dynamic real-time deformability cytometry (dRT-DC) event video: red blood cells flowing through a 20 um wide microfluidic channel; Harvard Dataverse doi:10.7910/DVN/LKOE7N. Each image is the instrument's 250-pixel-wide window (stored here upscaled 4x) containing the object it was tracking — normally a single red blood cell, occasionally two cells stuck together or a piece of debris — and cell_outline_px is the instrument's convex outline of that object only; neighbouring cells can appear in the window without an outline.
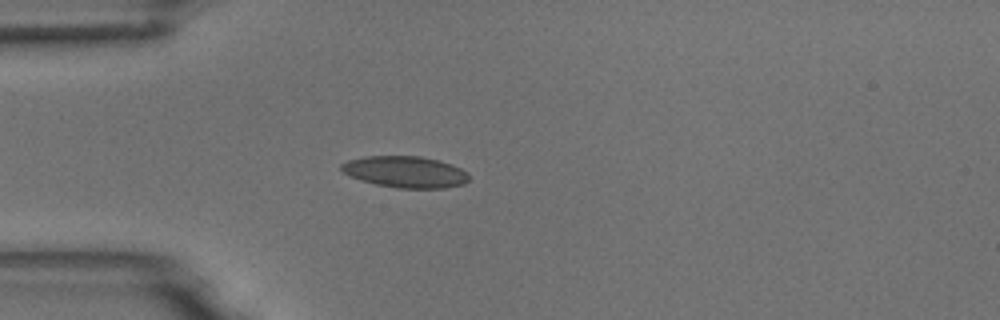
{"species": "common noctule bat (a hibernating species)", "species_latin": "Nyctalus noctula", "temperature_condition": "room temperature", "stored_images_in_passage": 43, "camera_frame_rate_fps": 3000, "um_per_image_px": 0.085, "animal": {"sex": "male", "body_mass_g": 18.8}, "frame": {"image": 1, "passage_image": 7, "time_ms": 2.0, "image_size_px": [1000, 320], "cell_outline_px": [[468, 180], [464, 184], [444, 188], [396, 188], [376, 184], [360, 180], [344, 172], [340, 168], [340, 164], [348, 160], [364, 156], [420, 156], [452, 164], [468, 172]], "centroid_in_image_um": [34.45, 14.61], "position_along_channel_um": 50.5, "area_um2": 23.35}}
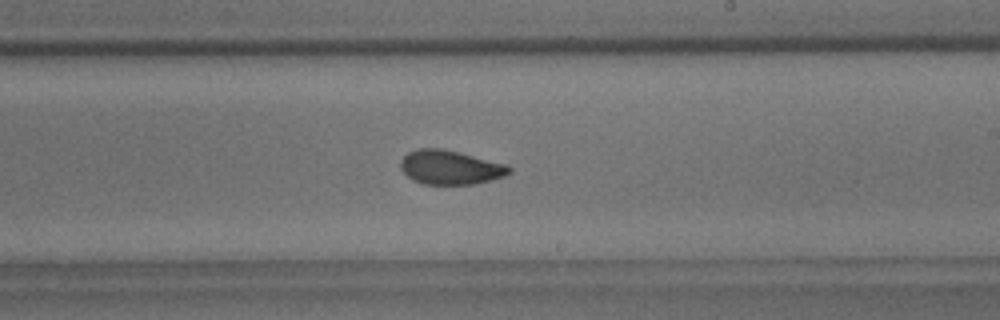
{"frame": {"image": 2, "passage_image": 24, "time_ms": 7.667, "image_size_px": [1000, 320], "cell_outline_px": [[512, 172], [504, 176], [472, 184], [424, 184], [412, 180], [400, 168], [400, 160], [408, 152], [416, 148], [440, 148], [504, 164], [512, 168]], "centroid_in_image_um": [38.21, 14.23], "position_along_channel_um": 250.8, "area_um2": 21.27}}
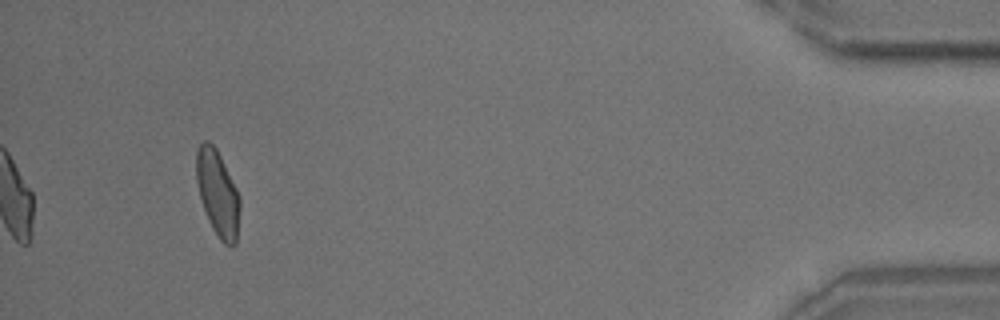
{"frame": {"image": 3, "passage_image": 43, "time_ms": 14.0, "image_size_px": [1000, 320], "cell_outline_px": [[240, 208], [236, 244], [232, 248], [224, 244], [220, 240], [212, 228], [208, 220], [200, 196], [196, 180], [196, 152], [200, 144], [204, 140], [208, 140], [216, 148], [240, 196]], "centroid_in_image_um": [18.51, 16.46], "position_along_channel_um": 416.7, "area_um2": 21.73}, "authors_computed_cell_mechanics": {"area_um2": 21.8484, "velocity_mm_per_s": 3.7087, "shape_relaxation_time_tau1_ms": 6.7709, "shape_relaxation_time_tau2_ms": 1.4881, "deformation_change_tau1": 0.1712, "deformation_change_tau2": 0.0715}}